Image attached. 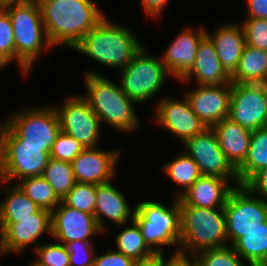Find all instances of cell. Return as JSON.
Masks as SVG:
<instances>
[{
    "label": "cell",
    "instance_id": "ee69618b",
    "mask_svg": "<svg viewBox=\"0 0 267 266\" xmlns=\"http://www.w3.org/2000/svg\"><path fill=\"white\" fill-rule=\"evenodd\" d=\"M163 266H197V264L195 257L192 255L172 252L166 260L163 254Z\"/></svg>",
    "mask_w": 267,
    "mask_h": 266
},
{
    "label": "cell",
    "instance_id": "d6a6232c",
    "mask_svg": "<svg viewBox=\"0 0 267 266\" xmlns=\"http://www.w3.org/2000/svg\"><path fill=\"white\" fill-rule=\"evenodd\" d=\"M194 257L197 266H249L231 245L205 249L198 252Z\"/></svg>",
    "mask_w": 267,
    "mask_h": 266
},
{
    "label": "cell",
    "instance_id": "9a60e30c",
    "mask_svg": "<svg viewBox=\"0 0 267 266\" xmlns=\"http://www.w3.org/2000/svg\"><path fill=\"white\" fill-rule=\"evenodd\" d=\"M228 118L251 131L266 127L263 84L232 83Z\"/></svg>",
    "mask_w": 267,
    "mask_h": 266
},
{
    "label": "cell",
    "instance_id": "8d00e7d4",
    "mask_svg": "<svg viewBox=\"0 0 267 266\" xmlns=\"http://www.w3.org/2000/svg\"><path fill=\"white\" fill-rule=\"evenodd\" d=\"M85 148L74 137L60 132L50 150V158L72 162Z\"/></svg>",
    "mask_w": 267,
    "mask_h": 266
},
{
    "label": "cell",
    "instance_id": "5b68a950",
    "mask_svg": "<svg viewBox=\"0 0 267 266\" xmlns=\"http://www.w3.org/2000/svg\"><path fill=\"white\" fill-rule=\"evenodd\" d=\"M0 122V145L46 146L51 150L57 135L61 132L56 109L39 106L14 111Z\"/></svg>",
    "mask_w": 267,
    "mask_h": 266
},
{
    "label": "cell",
    "instance_id": "3957f363",
    "mask_svg": "<svg viewBox=\"0 0 267 266\" xmlns=\"http://www.w3.org/2000/svg\"><path fill=\"white\" fill-rule=\"evenodd\" d=\"M124 24L112 23L105 16L73 48L97 63L122 70L144 46Z\"/></svg>",
    "mask_w": 267,
    "mask_h": 266
},
{
    "label": "cell",
    "instance_id": "7bdbcfd3",
    "mask_svg": "<svg viewBox=\"0 0 267 266\" xmlns=\"http://www.w3.org/2000/svg\"><path fill=\"white\" fill-rule=\"evenodd\" d=\"M247 17L267 19V0H246Z\"/></svg>",
    "mask_w": 267,
    "mask_h": 266
},
{
    "label": "cell",
    "instance_id": "7a4b0ae2",
    "mask_svg": "<svg viewBox=\"0 0 267 266\" xmlns=\"http://www.w3.org/2000/svg\"><path fill=\"white\" fill-rule=\"evenodd\" d=\"M83 84L86 94L82 96L98 116L101 126L102 123H107L111 128L125 134L137 131L140 125L134 106L137 103L128 98L119 83L91 69L85 72Z\"/></svg>",
    "mask_w": 267,
    "mask_h": 266
},
{
    "label": "cell",
    "instance_id": "ab89813d",
    "mask_svg": "<svg viewBox=\"0 0 267 266\" xmlns=\"http://www.w3.org/2000/svg\"><path fill=\"white\" fill-rule=\"evenodd\" d=\"M107 250L104 254H95L93 266H134V260L114 249Z\"/></svg>",
    "mask_w": 267,
    "mask_h": 266
},
{
    "label": "cell",
    "instance_id": "681fc988",
    "mask_svg": "<svg viewBox=\"0 0 267 266\" xmlns=\"http://www.w3.org/2000/svg\"><path fill=\"white\" fill-rule=\"evenodd\" d=\"M6 66L0 61V70L2 69H4Z\"/></svg>",
    "mask_w": 267,
    "mask_h": 266
},
{
    "label": "cell",
    "instance_id": "f546056e",
    "mask_svg": "<svg viewBox=\"0 0 267 266\" xmlns=\"http://www.w3.org/2000/svg\"><path fill=\"white\" fill-rule=\"evenodd\" d=\"M119 227L124 228L115 236L116 251L135 262L147 260L156 255L146 244L141 230L134 220L131 221V226L122 224Z\"/></svg>",
    "mask_w": 267,
    "mask_h": 266
},
{
    "label": "cell",
    "instance_id": "44dd1931",
    "mask_svg": "<svg viewBox=\"0 0 267 266\" xmlns=\"http://www.w3.org/2000/svg\"><path fill=\"white\" fill-rule=\"evenodd\" d=\"M191 79H194L198 85H223L232 83L231 76L223 68L218 58L214 43L207 35L198 45L193 66L179 82L188 84Z\"/></svg>",
    "mask_w": 267,
    "mask_h": 266
},
{
    "label": "cell",
    "instance_id": "8992f818",
    "mask_svg": "<svg viewBox=\"0 0 267 266\" xmlns=\"http://www.w3.org/2000/svg\"><path fill=\"white\" fill-rule=\"evenodd\" d=\"M180 209V253L194 256L205 249L229 245L224 208H201L180 204Z\"/></svg>",
    "mask_w": 267,
    "mask_h": 266
},
{
    "label": "cell",
    "instance_id": "c3c4849f",
    "mask_svg": "<svg viewBox=\"0 0 267 266\" xmlns=\"http://www.w3.org/2000/svg\"><path fill=\"white\" fill-rule=\"evenodd\" d=\"M29 265L28 266H46V265H43L42 263H40L38 260L36 259H33L31 261V263H28Z\"/></svg>",
    "mask_w": 267,
    "mask_h": 266
},
{
    "label": "cell",
    "instance_id": "ba28073f",
    "mask_svg": "<svg viewBox=\"0 0 267 266\" xmlns=\"http://www.w3.org/2000/svg\"><path fill=\"white\" fill-rule=\"evenodd\" d=\"M121 74V75H120ZM123 92L139 104L154 98L171 76L161 58L152 57L143 46L122 70L119 71Z\"/></svg>",
    "mask_w": 267,
    "mask_h": 266
},
{
    "label": "cell",
    "instance_id": "6da1fadb",
    "mask_svg": "<svg viewBox=\"0 0 267 266\" xmlns=\"http://www.w3.org/2000/svg\"><path fill=\"white\" fill-rule=\"evenodd\" d=\"M50 43L71 50L104 17L93 0H37Z\"/></svg>",
    "mask_w": 267,
    "mask_h": 266
},
{
    "label": "cell",
    "instance_id": "603a6c76",
    "mask_svg": "<svg viewBox=\"0 0 267 266\" xmlns=\"http://www.w3.org/2000/svg\"><path fill=\"white\" fill-rule=\"evenodd\" d=\"M206 35L211 39L216 48L218 58L227 71L232 76L238 66L239 60L246 45L245 33L239 23H223L215 31Z\"/></svg>",
    "mask_w": 267,
    "mask_h": 266
},
{
    "label": "cell",
    "instance_id": "cb8c5ba5",
    "mask_svg": "<svg viewBox=\"0 0 267 266\" xmlns=\"http://www.w3.org/2000/svg\"><path fill=\"white\" fill-rule=\"evenodd\" d=\"M212 129L217 135L219 146L228 162L237 170L246 159L253 131L242 127L228 117L216 123Z\"/></svg>",
    "mask_w": 267,
    "mask_h": 266
},
{
    "label": "cell",
    "instance_id": "4dcf8cb0",
    "mask_svg": "<svg viewBox=\"0 0 267 266\" xmlns=\"http://www.w3.org/2000/svg\"><path fill=\"white\" fill-rule=\"evenodd\" d=\"M15 184L39 209H44L51 213L61 203V199L42 176L25 178Z\"/></svg>",
    "mask_w": 267,
    "mask_h": 266
},
{
    "label": "cell",
    "instance_id": "d4e9b609",
    "mask_svg": "<svg viewBox=\"0 0 267 266\" xmlns=\"http://www.w3.org/2000/svg\"><path fill=\"white\" fill-rule=\"evenodd\" d=\"M232 83H267V50L245 45Z\"/></svg>",
    "mask_w": 267,
    "mask_h": 266
},
{
    "label": "cell",
    "instance_id": "d6986e66",
    "mask_svg": "<svg viewBox=\"0 0 267 266\" xmlns=\"http://www.w3.org/2000/svg\"><path fill=\"white\" fill-rule=\"evenodd\" d=\"M206 36V28L185 27L165 49L161 60L172 78L180 80L193 66L200 41Z\"/></svg>",
    "mask_w": 267,
    "mask_h": 266
},
{
    "label": "cell",
    "instance_id": "8fae6325",
    "mask_svg": "<svg viewBox=\"0 0 267 266\" xmlns=\"http://www.w3.org/2000/svg\"><path fill=\"white\" fill-rule=\"evenodd\" d=\"M49 160L46 146L0 145V185L41 176Z\"/></svg>",
    "mask_w": 267,
    "mask_h": 266
},
{
    "label": "cell",
    "instance_id": "7c38bea8",
    "mask_svg": "<svg viewBox=\"0 0 267 266\" xmlns=\"http://www.w3.org/2000/svg\"><path fill=\"white\" fill-rule=\"evenodd\" d=\"M183 145L184 152L196 162L202 175L218 176L234 183V187L240 186L237 171L228 162L212 128H206Z\"/></svg>",
    "mask_w": 267,
    "mask_h": 266
},
{
    "label": "cell",
    "instance_id": "7402d4cb",
    "mask_svg": "<svg viewBox=\"0 0 267 266\" xmlns=\"http://www.w3.org/2000/svg\"><path fill=\"white\" fill-rule=\"evenodd\" d=\"M227 179L202 175L184 194L180 204L201 208H224L230 192L234 189Z\"/></svg>",
    "mask_w": 267,
    "mask_h": 266
},
{
    "label": "cell",
    "instance_id": "f35d334b",
    "mask_svg": "<svg viewBox=\"0 0 267 266\" xmlns=\"http://www.w3.org/2000/svg\"><path fill=\"white\" fill-rule=\"evenodd\" d=\"M70 266H93L95 253L93 241H73L67 245Z\"/></svg>",
    "mask_w": 267,
    "mask_h": 266
},
{
    "label": "cell",
    "instance_id": "7dc6e473",
    "mask_svg": "<svg viewBox=\"0 0 267 266\" xmlns=\"http://www.w3.org/2000/svg\"><path fill=\"white\" fill-rule=\"evenodd\" d=\"M263 94H264V100H265L266 111H267V83L263 84Z\"/></svg>",
    "mask_w": 267,
    "mask_h": 266
},
{
    "label": "cell",
    "instance_id": "ac0fdd59",
    "mask_svg": "<svg viewBox=\"0 0 267 266\" xmlns=\"http://www.w3.org/2000/svg\"><path fill=\"white\" fill-rule=\"evenodd\" d=\"M121 151L85 148L72 162L75 181L104 184L115 179ZM118 161V162H117Z\"/></svg>",
    "mask_w": 267,
    "mask_h": 266
},
{
    "label": "cell",
    "instance_id": "60d3db41",
    "mask_svg": "<svg viewBox=\"0 0 267 266\" xmlns=\"http://www.w3.org/2000/svg\"><path fill=\"white\" fill-rule=\"evenodd\" d=\"M245 186L255 196L267 201V167L258 171Z\"/></svg>",
    "mask_w": 267,
    "mask_h": 266
},
{
    "label": "cell",
    "instance_id": "e575fe53",
    "mask_svg": "<svg viewBox=\"0 0 267 266\" xmlns=\"http://www.w3.org/2000/svg\"><path fill=\"white\" fill-rule=\"evenodd\" d=\"M36 260L46 266H70L69 251L66 245L58 242L40 244L34 249Z\"/></svg>",
    "mask_w": 267,
    "mask_h": 266
},
{
    "label": "cell",
    "instance_id": "484cf974",
    "mask_svg": "<svg viewBox=\"0 0 267 266\" xmlns=\"http://www.w3.org/2000/svg\"><path fill=\"white\" fill-rule=\"evenodd\" d=\"M180 152L176 158L162 164L164 174L179 188L176 198H180L202 176L196 162L183 150Z\"/></svg>",
    "mask_w": 267,
    "mask_h": 266
},
{
    "label": "cell",
    "instance_id": "4316f807",
    "mask_svg": "<svg viewBox=\"0 0 267 266\" xmlns=\"http://www.w3.org/2000/svg\"><path fill=\"white\" fill-rule=\"evenodd\" d=\"M265 167H267V126L252 132L246 159L236 170L240 185H245Z\"/></svg>",
    "mask_w": 267,
    "mask_h": 266
},
{
    "label": "cell",
    "instance_id": "f907efd6",
    "mask_svg": "<svg viewBox=\"0 0 267 266\" xmlns=\"http://www.w3.org/2000/svg\"><path fill=\"white\" fill-rule=\"evenodd\" d=\"M0 254H5L4 252H3V250L1 249V246H0ZM0 263H2V262H0ZM1 266V265H0Z\"/></svg>",
    "mask_w": 267,
    "mask_h": 266
},
{
    "label": "cell",
    "instance_id": "5bb4252c",
    "mask_svg": "<svg viewBox=\"0 0 267 266\" xmlns=\"http://www.w3.org/2000/svg\"><path fill=\"white\" fill-rule=\"evenodd\" d=\"M178 100L166 95L155 103L153 121L167 129L184 144L191 137L202 133L207 127L193 112L185 97Z\"/></svg>",
    "mask_w": 267,
    "mask_h": 266
},
{
    "label": "cell",
    "instance_id": "f1b7e54d",
    "mask_svg": "<svg viewBox=\"0 0 267 266\" xmlns=\"http://www.w3.org/2000/svg\"><path fill=\"white\" fill-rule=\"evenodd\" d=\"M233 248L249 266L267 265V221L259 228L246 233Z\"/></svg>",
    "mask_w": 267,
    "mask_h": 266
},
{
    "label": "cell",
    "instance_id": "bcb514c9",
    "mask_svg": "<svg viewBox=\"0 0 267 266\" xmlns=\"http://www.w3.org/2000/svg\"><path fill=\"white\" fill-rule=\"evenodd\" d=\"M25 1L27 0H0V7H3L9 3H20V2H25Z\"/></svg>",
    "mask_w": 267,
    "mask_h": 266
},
{
    "label": "cell",
    "instance_id": "74e56055",
    "mask_svg": "<svg viewBox=\"0 0 267 266\" xmlns=\"http://www.w3.org/2000/svg\"><path fill=\"white\" fill-rule=\"evenodd\" d=\"M241 25L246 45L267 50V19L246 18Z\"/></svg>",
    "mask_w": 267,
    "mask_h": 266
},
{
    "label": "cell",
    "instance_id": "277c9868",
    "mask_svg": "<svg viewBox=\"0 0 267 266\" xmlns=\"http://www.w3.org/2000/svg\"><path fill=\"white\" fill-rule=\"evenodd\" d=\"M3 8L8 12L12 23L16 64L27 78L44 50L53 49L43 25L39 4L37 0H27L9 3Z\"/></svg>",
    "mask_w": 267,
    "mask_h": 266
},
{
    "label": "cell",
    "instance_id": "30bf717a",
    "mask_svg": "<svg viewBox=\"0 0 267 266\" xmlns=\"http://www.w3.org/2000/svg\"><path fill=\"white\" fill-rule=\"evenodd\" d=\"M58 113L61 131L74 137L84 148L98 147L101 124L98 116L91 109L82 95H71L59 106H54Z\"/></svg>",
    "mask_w": 267,
    "mask_h": 266
},
{
    "label": "cell",
    "instance_id": "52a82bcc",
    "mask_svg": "<svg viewBox=\"0 0 267 266\" xmlns=\"http://www.w3.org/2000/svg\"><path fill=\"white\" fill-rule=\"evenodd\" d=\"M170 206L153 200H145L135 206L133 220L138 224L146 244L156 255H162L164 253L162 247L165 246H174V253L179 252L181 237L179 199L173 198Z\"/></svg>",
    "mask_w": 267,
    "mask_h": 266
},
{
    "label": "cell",
    "instance_id": "2e32d148",
    "mask_svg": "<svg viewBox=\"0 0 267 266\" xmlns=\"http://www.w3.org/2000/svg\"><path fill=\"white\" fill-rule=\"evenodd\" d=\"M51 224V238L64 245L92 241V236L103 233L93 214L71 208L62 201L51 212Z\"/></svg>",
    "mask_w": 267,
    "mask_h": 266
},
{
    "label": "cell",
    "instance_id": "4fadbf2b",
    "mask_svg": "<svg viewBox=\"0 0 267 266\" xmlns=\"http://www.w3.org/2000/svg\"><path fill=\"white\" fill-rule=\"evenodd\" d=\"M51 213L39 209L33 217L19 219V222H0V246L5 254H22L26 248L35 249L39 239L48 234L51 237ZM29 246V247H28Z\"/></svg>",
    "mask_w": 267,
    "mask_h": 266
},
{
    "label": "cell",
    "instance_id": "d590c367",
    "mask_svg": "<svg viewBox=\"0 0 267 266\" xmlns=\"http://www.w3.org/2000/svg\"><path fill=\"white\" fill-rule=\"evenodd\" d=\"M0 61L7 67L15 61V42L8 12L0 7Z\"/></svg>",
    "mask_w": 267,
    "mask_h": 266
},
{
    "label": "cell",
    "instance_id": "1f68e13d",
    "mask_svg": "<svg viewBox=\"0 0 267 266\" xmlns=\"http://www.w3.org/2000/svg\"><path fill=\"white\" fill-rule=\"evenodd\" d=\"M41 176L50 184L61 200L76 183L72 164L52 158L48 161Z\"/></svg>",
    "mask_w": 267,
    "mask_h": 266
},
{
    "label": "cell",
    "instance_id": "e0dca14e",
    "mask_svg": "<svg viewBox=\"0 0 267 266\" xmlns=\"http://www.w3.org/2000/svg\"><path fill=\"white\" fill-rule=\"evenodd\" d=\"M196 88V89H195ZM184 93L191 109L207 128L229 115L232 83L223 85H197Z\"/></svg>",
    "mask_w": 267,
    "mask_h": 266
},
{
    "label": "cell",
    "instance_id": "b9f144b4",
    "mask_svg": "<svg viewBox=\"0 0 267 266\" xmlns=\"http://www.w3.org/2000/svg\"><path fill=\"white\" fill-rule=\"evenodd\" d=\"M168 0H141V6L143 7L145 15L150 18V20L161 15L162 11L167 6Z\"/></svg>",
    "mask_w": 267,
    "mask_h": 266
},
{
    "label": "cell",
    "instance_id": "836d02e7",
    "mask_svg": "<svg viewBox=\"0 0 267 266\" xmlns=\"http://www.w3.org/2000/svg\"><path fill=\"white\" fill-rule=\"evenodd\" d=\"M61 201L71 208L94 215L96 184L76 182Z\"/></svg>",
    "mask_w": 267,
    "mask_h": 266
},
{
    "label": "cell",
    "instance_id": "f6af8a7d",
    "mask_svg": "<svg viewBox=\"0 0 267 266\" xmlns=\"http://www.w3.org/2000/svg\"><path fill=\"white\" fill-rule=\"evenodd\" d=\"M134 266H163V254L155 255L147 260L137 261Z\"/></svg>",
    "mask_w": 267,
    "mask_h": 266
},
{
    "label": "cell",
    "instance_id": "9c48e42d",
    "mask_svg": "<svg viewBox=\"0 0 267 266\" xmlns=\"http://www.w3.org/2000/svg\"><path fill=\"white\" fill-rule=\"evenodd\" d=\"M224 211L226 235L231 246L267 221V201L255 196L245 185L230 192Z\"/></svg>",
    "mask_w": 267,
    "mask_h": 266
},
{
    "label": "cell",
    "instance_id": "83f0119b",
    "mask_svg": "<svg viewBox=\"0 0 267 266\" xmlns=\"http://www.w3.org/2000/svg\"><path fill=\"white\" fill-rule=\"evenodd\" d=\"M3 187L5 198L0 200V222H19V219L33 217L39 207L16 185Z\"/></svg>",
    "mask_w": 267,
    "mask_h": 266
},
{
    "label": "cell",
    "instance_id": "ffe728a7",
    "mask_svg": "<svg viewBox=\"0 0 267 266\" xmlns=\"http://www.w3.org/2000/svg\"><path fill=\"white\" fill-rule=\"evenodd\" d=\"M136 207L131 209L129 202L124 193L114 187L112 181L96 185V203L94 209V216L100 229L105 232L108 223L105 219L111 221V225L127 224L133 221Z\"/></svg>",
    "mask_w": 267,
    "mask_h": 266
}]
</instances>
